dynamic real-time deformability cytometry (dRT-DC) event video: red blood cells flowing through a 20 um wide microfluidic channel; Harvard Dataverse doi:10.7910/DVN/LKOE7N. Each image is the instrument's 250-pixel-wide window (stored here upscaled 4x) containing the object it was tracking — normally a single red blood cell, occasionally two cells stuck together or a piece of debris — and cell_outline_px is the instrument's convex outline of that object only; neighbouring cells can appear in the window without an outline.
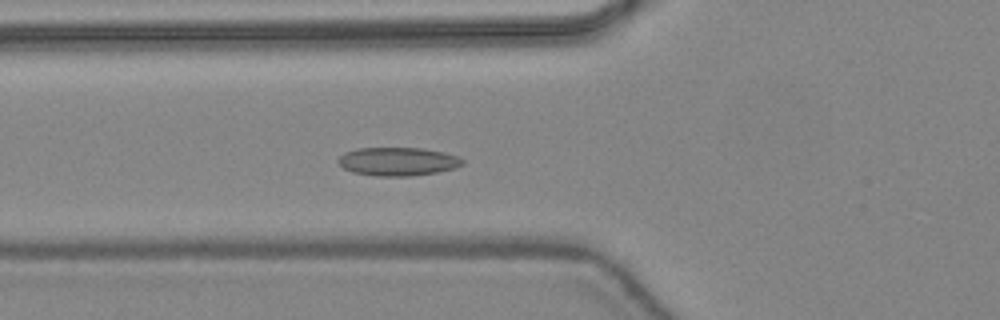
{"species": "common noctule bat (a hibernating species)", "species_latin": "Nyctalus noctula", "temperature_condition": "warm", "stored_images_in_passage": 36, "camera_frame_rate_fps": 3000, "um_per_image_px": 0.085, "animal": {"sex": "female", "body_mass_g": 24.6, "forearm_length_mm": 56.2}, "frame": {"image": 1, "passage_image": 6, "time_ms": 1.667, "image_size_px": [1000, 320], "cell_outline_px": [[464, 164], [456, 168], [436, 172], [408, 176], [376, 176], [352, 172], [344, 168], [336, 160], [344, 152], [356, 148], [420, 148], [444, 152], [456, 156], [464, 160]], "centroid_in_image_um": [33.8, 13.72], "position_along_channel_um": 92.0, "area_um2": 20.58}}
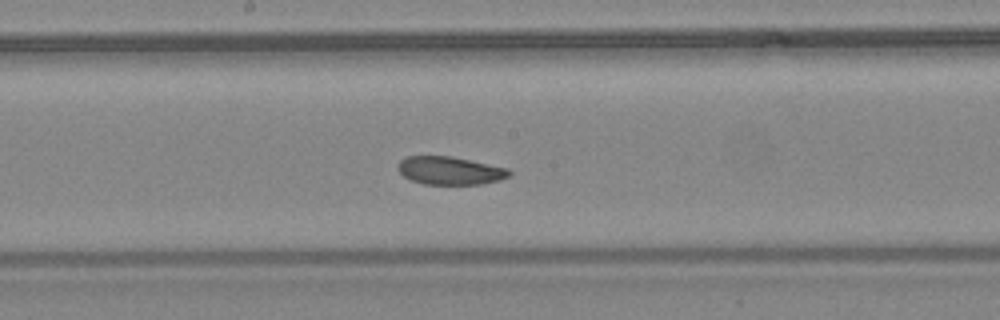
{"frame": {"image": 2, "passage_image": 14, "time_ms": 4.333, "image_size_px": [1000, 320], "cell_outline_px": [[512, 172], [508, 176], [500, 180], [480, 184], [424, 184], [412, 180], [404, 176], [396, 168], [400, 160], [404, 156], [452, 156], [508, 168]], "centroid_in_image_um": [38.23, 14.49], "position_along_channel_um": 210.0, "area_um2": 18.21}}
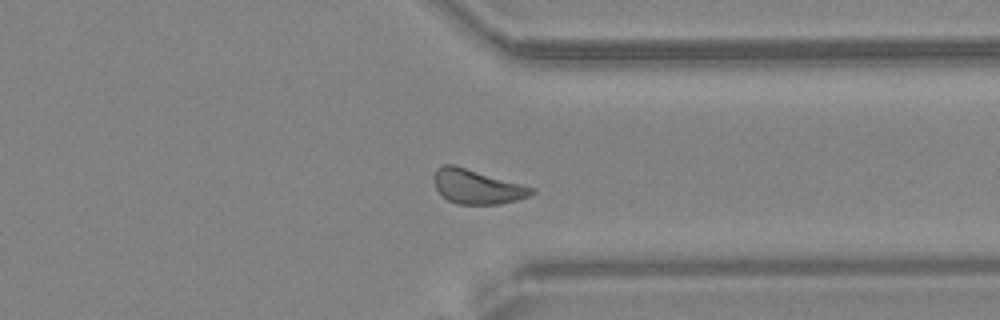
{"frame": {"image": 3, "passage_image": 25, "time_ms": 8.0, "image_size_px": [1000, 320], "cell_outline_px": [[536, 192], [528, 196], [516, 200], [496, 204], [456, 204], [448, 200], [436, 188], [432, 176], [436, 168], [440, 164], [452, 164], [536, 188]], "centroid_in_image_um": [40.52, 15.85], "position_along_channel_um": 370.9, "area_um2": 19.48}, "authors_computed_cell_mechanics": {"area_um2": 19.4208, "velocity_mm_per_s": 4.4116, "shape_relaxation_time_tau1_ms": 9.4965, "shape_relaxation_time_tau2_ms": 4.1113, "deformation_change_tau1": 0.1449, "deformation_change_tau2": 0.1051}}